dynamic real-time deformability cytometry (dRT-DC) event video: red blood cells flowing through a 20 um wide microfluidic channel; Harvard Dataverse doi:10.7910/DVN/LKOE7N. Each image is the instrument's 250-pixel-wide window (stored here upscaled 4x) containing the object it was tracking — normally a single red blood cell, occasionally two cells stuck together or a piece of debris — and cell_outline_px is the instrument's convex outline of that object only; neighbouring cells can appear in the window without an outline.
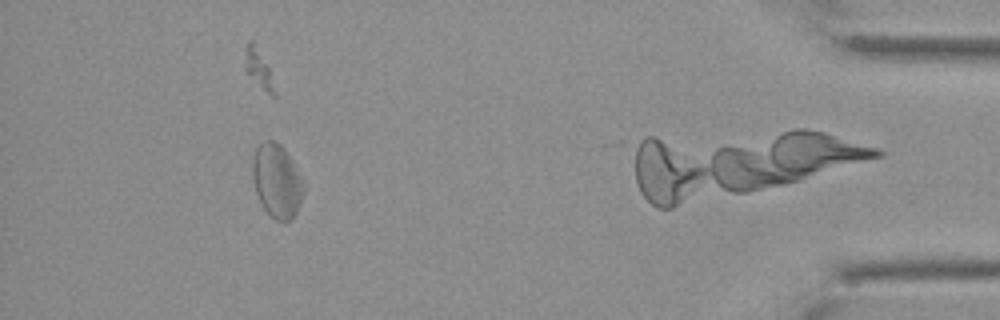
{"species": "Egyptian fruit bat (a non-hibernating species)", "species_latin": "Rousettus aegyptiacus", "temperature_condition": "cold", "stored_images_in_passage": 43, "camera_frame_rate_fps": 3000, "um_per_image_px": 0.085, "animal": {"sex": "female"}, "frame": {"image": 1, "passage_image": 37, "time_ms": 12.0, "image_size_px": [1000, 320], "cell_outline_px": [[304, 188], [300, 204], [292, 220], [276, 220], [268, 216], [256, 192], [252, 176], [252, 156], [256, 148], [264, 140], [272, 140], [280, 144], [284, 148], [292, 160]], "centroid_in_image_um": [23.5, 15.37], "position_along_channel_um": 411.7, "area_um2": 21.73}, "authors_computed_cell_mechanics": {"area_um2": 23.6402, "velocity_mm_per_s": 3.4722, "shape_relaxation_time_tau1_ms": null, "shape_relaxation_time_tau2_ms": 5.5025, "deformation_change_tau1": null, "deformation_change_tau2": 0.1171}}